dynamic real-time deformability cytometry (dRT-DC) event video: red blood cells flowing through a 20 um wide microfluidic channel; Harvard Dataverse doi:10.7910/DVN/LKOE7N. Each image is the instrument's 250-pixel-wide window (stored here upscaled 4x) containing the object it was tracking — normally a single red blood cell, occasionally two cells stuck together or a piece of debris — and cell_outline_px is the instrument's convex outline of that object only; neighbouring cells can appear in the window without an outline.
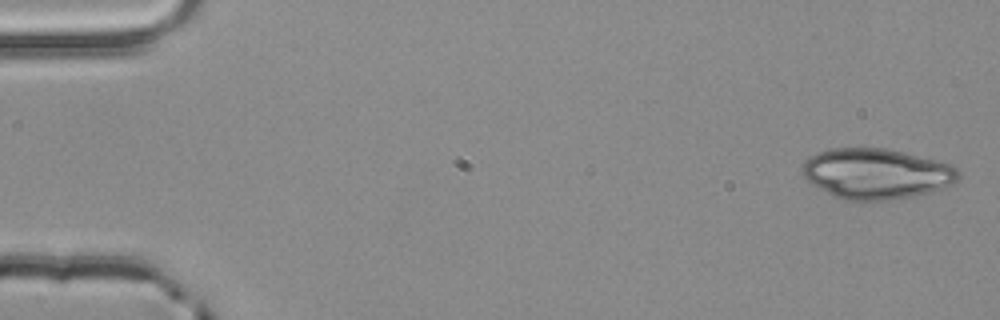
{"species": "common noctule bat (a hibernating species)", "species_latin": "Nyctalus noctula", "temperature_condition": "room temperature", "stored_images_in_passage": 4, "segment_of_instrument_passage": [1, 2], "camera_frame_rate_fps": 3000, "um_per_image_px": 0.085, "animal": {"sex": "male", "body_mass_g": 20.4}, "frame": {"image": 1, "passage_image": 1, "time_ms": 0.0, "image_size_px": [1000, 320], "cell_outline_px": [[960, 176], [956, 184], [916, 196], [892, 200], [844, 200], [812, 184], [800, 172], [804, 164], [816, 152], [828, 148], [884, 148], [904, 152], [952, 164], [960, 172]], "centroid_in_image_um": [74.54, 14.76], "position_along_channel_um": 10.5, "area_um2": 46.01}}